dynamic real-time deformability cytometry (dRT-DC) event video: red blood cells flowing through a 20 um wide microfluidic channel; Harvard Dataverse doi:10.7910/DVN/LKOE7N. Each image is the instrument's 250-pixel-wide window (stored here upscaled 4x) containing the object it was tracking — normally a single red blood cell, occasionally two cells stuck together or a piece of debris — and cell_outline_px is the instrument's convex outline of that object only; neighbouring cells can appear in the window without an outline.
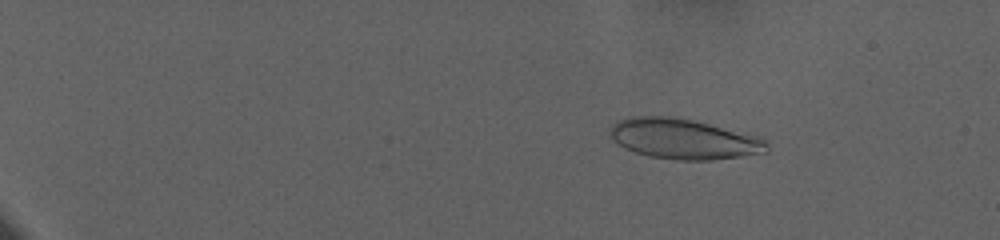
{"species": "human", "species_latin": "Homo sapiens", "temperature_condition": "warm", "stored_images_in_passage": 80, "camera_frame_rate_fps": 3000, "um_per_image_px": 0.085, "donor": {"sex": "female"}, "frame": {"image": 1, "passage_image": 15, "time_ms": 4.667, "image_size_px": [1000, 240], "cell_outline_px": [[768, 152], [712, 160], [676, 160], [648, 156], [624, 148], [608, 132], [620, 120], [632, 116], [668, 116], [692, 120], [760, 136], [768, 144]], "centroid_in_image_um": [58.15, 11.82], "position_along_channel_um": 26.8, "area_um2": 36.47}}
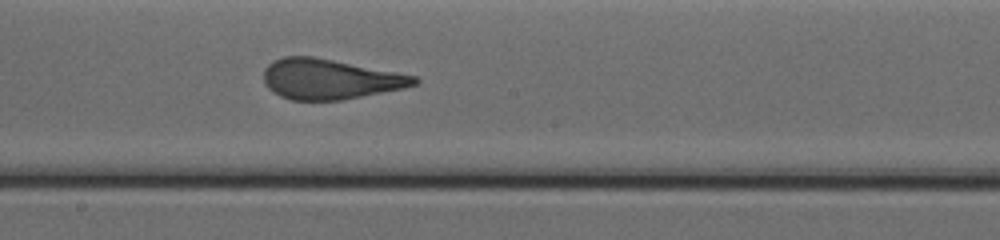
{"frame": {"image": 2, "passage_image": 51, "time_ms": 16.667, "image_size_px": [1000, 240], "cell_outline_px": [[420, 80], [416, 84], [404, 88], [340, 100], [292, 100], [280, 96], [272, 92], [264, 84], [264, 68], [272, 60], [284, 56], [312, 56], [396, 72], [416, 76]], "centroid_in_image_um": [27.99, 6.72], "position_along_channel_um": 220.2, "area_um2": 35.14}}
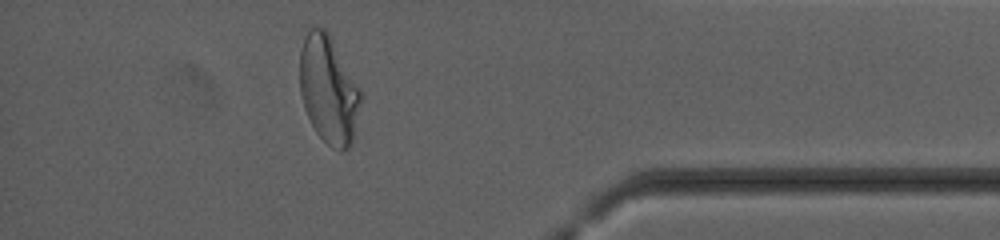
{"frame": {"image": 3, "passage_image": 73, "time_ms": 24.0, "image_size_px": [1000, 240], "cell_outline_px": [[364, 96], [352, 140], [348, 148], [340, 152], [332, 148], [316, 132], [304, 108], [300, 92], [300, 52], [304, 40], [308, 32], [312, 28], [324, 28], [328, 32], [364, 92]], "centroid_in_image_um": [27.97, 7.65], "position_along_channel_um": 407.2, "area_um2": 38.55}}